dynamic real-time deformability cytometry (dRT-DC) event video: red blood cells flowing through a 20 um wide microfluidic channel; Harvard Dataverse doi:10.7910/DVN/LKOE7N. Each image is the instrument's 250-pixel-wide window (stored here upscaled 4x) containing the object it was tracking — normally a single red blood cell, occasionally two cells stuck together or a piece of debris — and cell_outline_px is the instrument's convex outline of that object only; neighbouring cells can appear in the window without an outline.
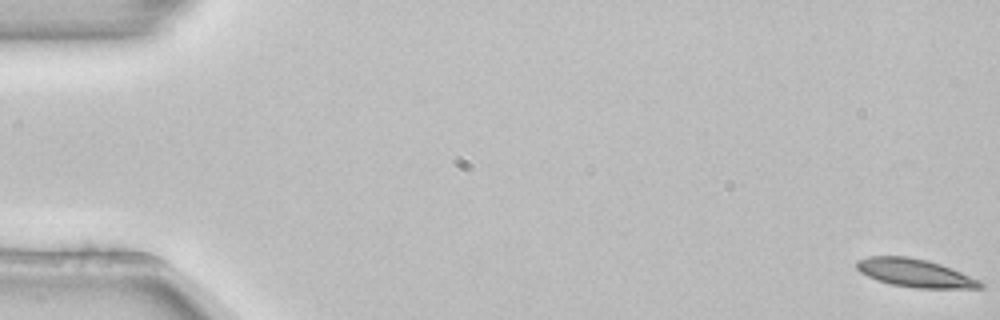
{"species": "common noctule bat (a hibernating species)", "species_latin": "Nyctalus noctula", "temperature_condition": "room temperature", "stored_images_in_passage": 4, "camera_frame_rate_fps": 3000, "um_per_image_px": 0.085, "animal": {"sex": "female", "body_mass_g": 22.7, "forearm_length_mm": 54.2}, "frame": {"image": 1, "passage_image": 1, "time_ms": 0.0, "image_size_px": [1000, 320], "cell_outline_px": [[984, 288], [916, 288], [892, 284], [876, 280], [860, 272], [856, 268], [856, 260], [868, 256], [908, 256], [928, 260], [940, 264], [980, 280], [984, 284]], "centroid_in_image_um": [77.75, 23.2], "position_along_channel_um": 7.2, "area_um2": 20.29}}
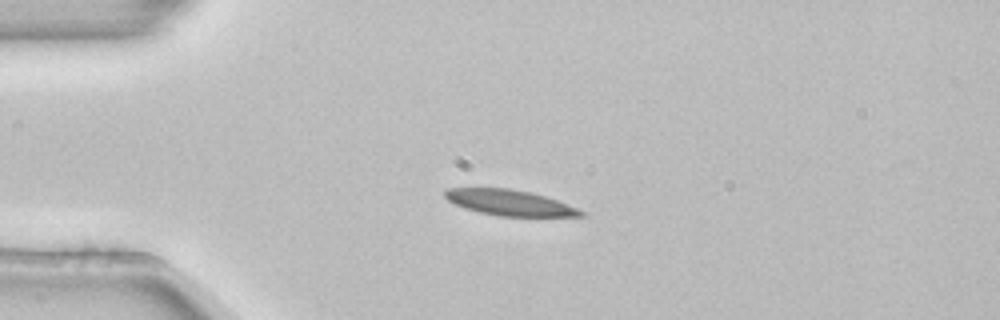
{"frame": {"image": 2, "passage_image": 4, "time_ms": 1.0, "image_size_px": [1000, 320], "cell_outline_px": [[584, 216], [500, 216], [480, 212], [464, 208], [448, 200], [444, 196], [444, 188], [508, 188], [528, 192], [544, 196], [556, 200], [576, 208], [584, 212]], "centroid_in_image_um": [43.26, 17.22], "position_along_channel_um": 41.7, "area_um2": 20.0}}